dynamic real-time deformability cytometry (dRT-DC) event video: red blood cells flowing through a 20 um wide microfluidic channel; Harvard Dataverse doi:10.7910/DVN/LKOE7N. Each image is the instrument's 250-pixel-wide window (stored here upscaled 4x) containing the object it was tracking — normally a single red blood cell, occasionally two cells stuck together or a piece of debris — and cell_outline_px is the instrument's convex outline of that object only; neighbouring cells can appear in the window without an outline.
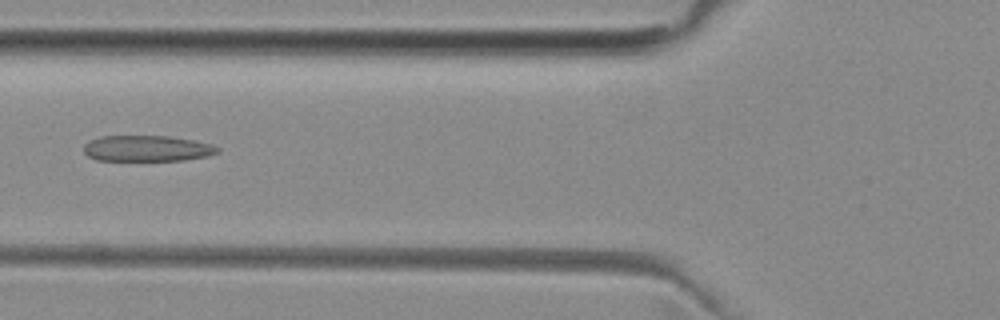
{"species": "common noctule bat (a hibernating species)", "species_latin": "Nyctalus noctula", "temperature_condition": "room temperature", "stored_images_in_passage": 37, "camera_frame_rate_fps": 3000, "um_per_image_px": 0.085, "animal": {"sex": "female", "body_mass_g": 29.2, "forearm_length_mm": 56.3}, "frame": {"image": 1, "passage_image": 5, "time_ms": 1.333, "image_size_px": [1000, 320], "cell_outline_px": [[220, 152], [208, 156], [184, 160], [96, 160], [88, 156], [84, 152], [84, 144], [88, 140], [100, 136], [168, 136], [192, 140], [212, 144], [220, 148]], "centroid_in_image_um": [12.5, 12.61], "position_along_channel_um": 113.3, "area_um2": 20.29}}
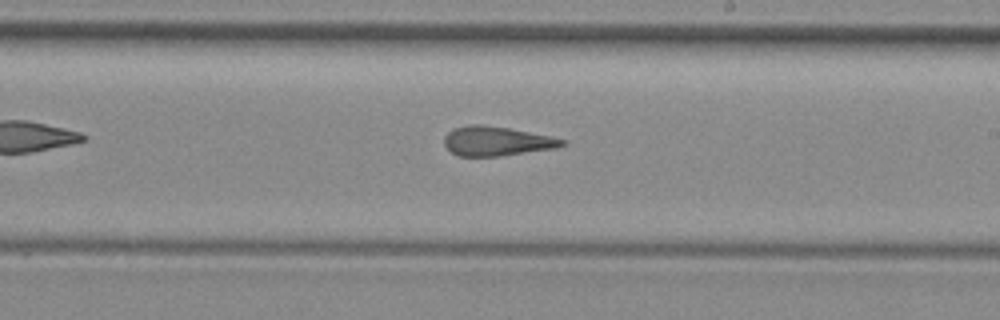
{"frame": {"image": 2, "passage_image": 15, "time_ms": 4.667, "image_size_px": [1000, 320], "cell_outline_px": [[568, 144], [556, 148], [500, 156], [456, 156], [444, 144], [444, 136], [452, 128], [468, 124], [480, 124], [508, 128], [548, 136], [564, 140]], "centroid_in_image_um": [42.17, 12.0], "position_along_channel_um": 246.8, "area_um2": 20.11}}
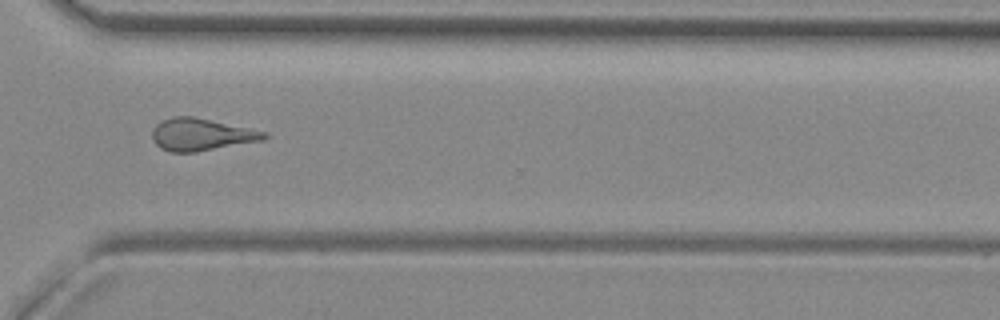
{"frame": {"image": 3, "passage_image": 23, "time_ms": 7.333, "image_size_px": [1000, 320], "cell_outline_px": [[272, 136], [264, 140], [196, 152], [168, 152], [160, 148], [152, 140], [152, 132], [156, 124], [160, 120], [172, 116], [192, 116], [268, 132]], "centroid_in_image_um": [17.11, 11.44], "position_along_channel_um": 353.5, "area_um2": 21.27}, "authors_computed_cell_mechanics": {"area_um2": 20.519, "velocity_mm_per_s": 4.0041, "shape_relaxation_time_tau1_ms": null, "shape_relaxation_time_tau2_ms": 3.3051, "deformation_change_tau1": null, "deformation_change_tau2": 0.153}}